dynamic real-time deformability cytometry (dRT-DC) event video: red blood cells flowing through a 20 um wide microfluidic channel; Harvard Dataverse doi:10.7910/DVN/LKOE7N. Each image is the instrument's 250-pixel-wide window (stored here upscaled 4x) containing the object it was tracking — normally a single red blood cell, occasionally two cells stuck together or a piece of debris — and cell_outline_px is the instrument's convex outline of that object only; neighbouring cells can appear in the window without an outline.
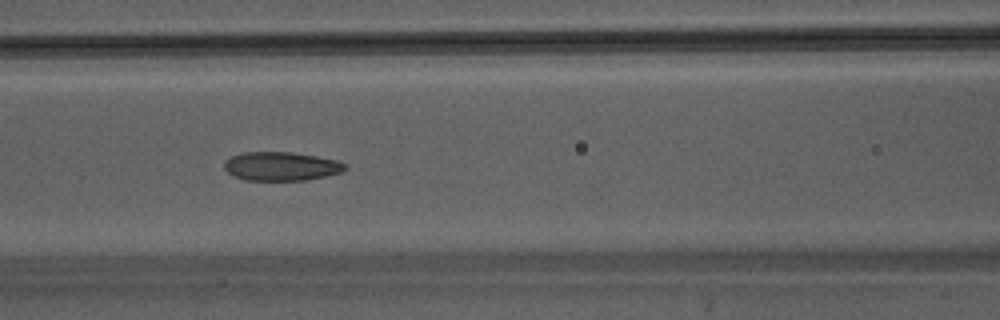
{"species": "Egyptian fruit bat (a non-hibernating species)", "species_latin": "Rousettus aegyptiacus", "temperature_condition": "warm", "stored_images_in_passage": 34, "camera_frame_rate_fps": 3000, "um_per_image_px": 0.085, "animal": {"sex": "male"}, "frame": {"image": 1, "passage_image": 9, "time_ms": 2.667, "image_size_px": [1000, 320], "cell_outline_px": [[348, 168], [340, 172], [308, 180], [248, 180], [236, 176], [228, 172], [224, 168], [224, 160], [232, 156], [244, 152], [292, 152], [316, 156], [336, 160], [348, 164]], "centroid_in_image_um": [23.92, 14.12], "position_along_channel_um": 142.7, "area_um2": 20.17}}
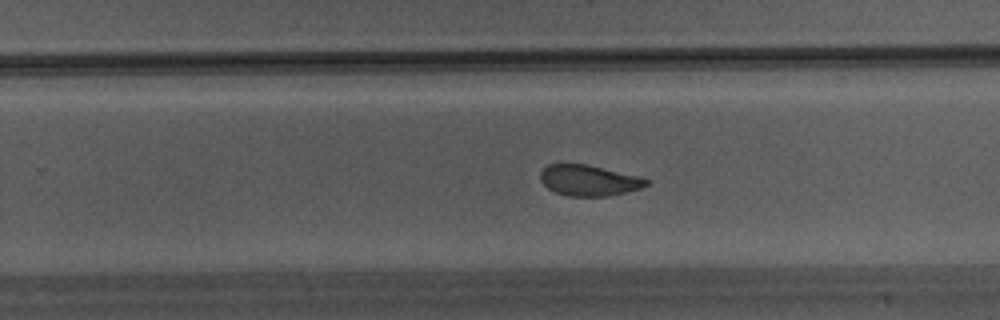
{"frame": {"image": 2, "passage_image": 18, "time_ms": 5.667, "image_size_px": [1000, 320], "cell_outline_px": [[648, 184], [640, 188], [608, 196], [568, 196], [556, 192], [548, 188], [540, 180], [540, 172], [548, 164], [588, 164], [640, 176], [648, 180]], "centroid_in_image_um": [50.04, 15.32], "position_along_channel_um": 279.8, "area_um2": 18.96}}
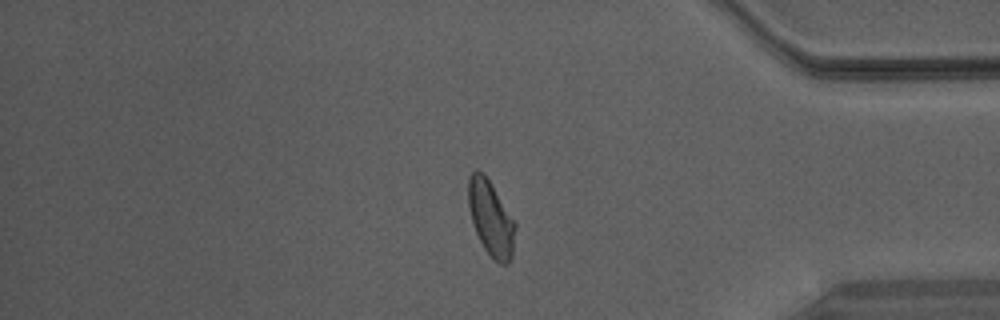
{"frame": {"image": 3, "passage_image": 27, "time_ms": 8.667, "image_size_px": [1000, 320], "cell_outline_px": [[516, 228], [512, 256], [508, 264], [500, 264], [492, 260], [484, 248], [476, 232], [472, 220], [468, 204], [468, 176], [476, 168], [488, 180], [516, 224]], "centroid_in_image_um": [41.72, 18.61], "position_along_channel_um": 393.5, "area_um2": 20.23}}